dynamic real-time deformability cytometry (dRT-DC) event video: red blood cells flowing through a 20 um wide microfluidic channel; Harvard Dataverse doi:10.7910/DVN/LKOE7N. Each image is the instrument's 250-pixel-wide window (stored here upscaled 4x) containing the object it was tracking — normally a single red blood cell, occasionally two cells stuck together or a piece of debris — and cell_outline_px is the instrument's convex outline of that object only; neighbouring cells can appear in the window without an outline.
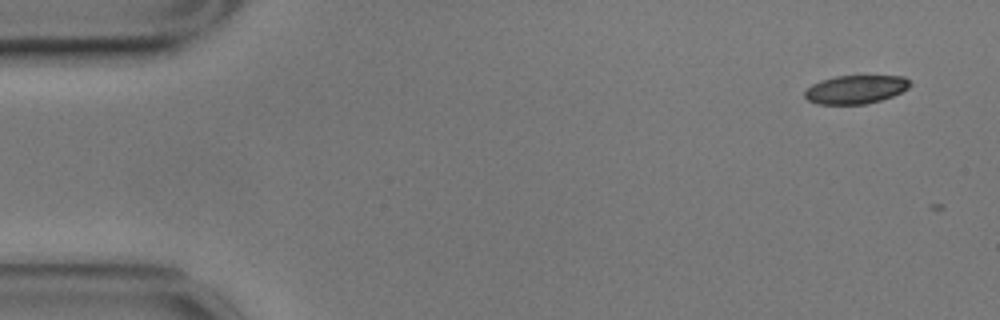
{"species": "common noctule bat (a hibernating species)", "species_latin": "Nyctalus noctula", "temperature_condition": "cold", "stored_images_in_passage": 2, "camera_frame_rate_fps": 3000, "um_per_image_px": 0.085, "animal": {"sex": "male", "body_mass_g": 17.9}, "frame": {"image": 1, "passage_image": 1, "time_ms": 0.0, "image_size_px": [1000, 320], "cell_outline_px": [[912, 84], [908, 88], [892, 96], [880, 100], [864, 104], [816, 104], [808, 100], [804, 96], [804, 92], [812, 84], [820, 80], [836, 76], [904, 76]], "centroid_in_image_um": [72.71, 7.6], "position_along_channel_um": 12.3, "area_um2": 17.4}}